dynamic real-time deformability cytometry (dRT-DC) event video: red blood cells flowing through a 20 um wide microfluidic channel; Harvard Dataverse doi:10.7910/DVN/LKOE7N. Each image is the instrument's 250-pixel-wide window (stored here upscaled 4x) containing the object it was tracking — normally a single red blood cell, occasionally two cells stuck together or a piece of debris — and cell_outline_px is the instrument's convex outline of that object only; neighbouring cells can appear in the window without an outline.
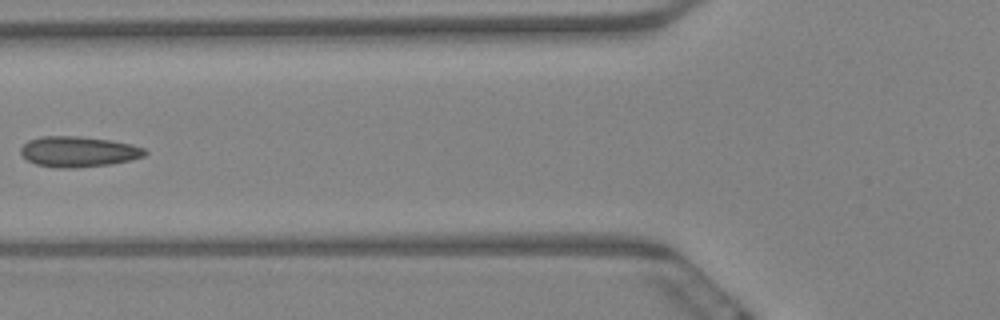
{"species": "Egyptian fruit bat (a non-hibernating species)", "species_latin": "Rousettus aegyptiacus", "temperature_condition": "warm", "stored_images_in_passage": 7, "camera_frame_rate_fps": 3000, "um_per_image_px": 0.085, "animal": {"sex": "female"}, "frame": {"image": 1, "passage_image": 7, "time_ms": 2.0, "image_size_px": [1000, 320], "cell_outline_px": [[148, 152], [144, 156], [132, 160], [108, 164], [76, 168], [56, 168], [36, 164], [28, 160], [20, 152], [20, 148], [28, 140], [40, 136], [80, 136], [112, 140], [132, 144], [144, 148]], "centroid_in_image_um": [6.67, 12.88], "position_along_channel_um": 119.1, "area_um2": 22.25}}